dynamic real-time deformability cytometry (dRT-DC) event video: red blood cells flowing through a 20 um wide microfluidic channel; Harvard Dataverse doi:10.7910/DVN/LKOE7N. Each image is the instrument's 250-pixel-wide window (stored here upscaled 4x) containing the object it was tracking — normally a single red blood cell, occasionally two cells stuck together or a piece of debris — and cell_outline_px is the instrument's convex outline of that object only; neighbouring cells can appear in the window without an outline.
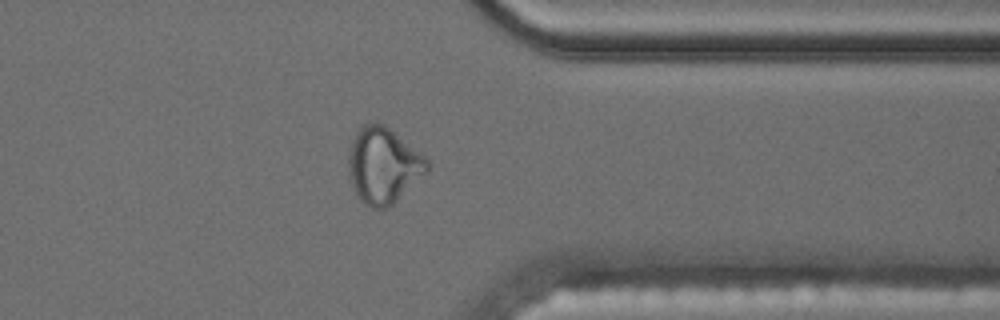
{"species": "common noctule bat (a hibernating species)", "species_latin": "Nyctalus noctula", "temperature_condition": "cold", "stored_images_in_passage": 53, "camera_frame_rate_fps": 3000, "um_per_image_px": 0.085, "animal": {"sex": "male", "body_mass_g": 17.5, "forearm_length_mm": 52.3}, "frame": {"image": 1, "passage_image": 46, "time_ms": 15.0, "image_size_px": [1000, 320], "cell_outline_px": [[432, 164], [428, 172], [388, 208], [372, 208], [364, 204], [356, 196], [352, 184], [348, 164], [348, 156], [352, 140], [356, 132], [364, 124], [376, 120], [384, 124], [420, 152]], "centroid_in_image_um": [32.59, 14.05], "position_along_channel_um": 378.8, "area_um2": 34.97}, "authors_computed_cell_mechanics": {"area_um2": 22.1952, "velocity_mm_per_s": 3.5381, "shape_relaxation_time_tau1_ms": null, "shape_relaxation_time_tau2_ms": 1.6761, "deformation_change_tau1": null, "deformation_change_tau2": 0.0808}}